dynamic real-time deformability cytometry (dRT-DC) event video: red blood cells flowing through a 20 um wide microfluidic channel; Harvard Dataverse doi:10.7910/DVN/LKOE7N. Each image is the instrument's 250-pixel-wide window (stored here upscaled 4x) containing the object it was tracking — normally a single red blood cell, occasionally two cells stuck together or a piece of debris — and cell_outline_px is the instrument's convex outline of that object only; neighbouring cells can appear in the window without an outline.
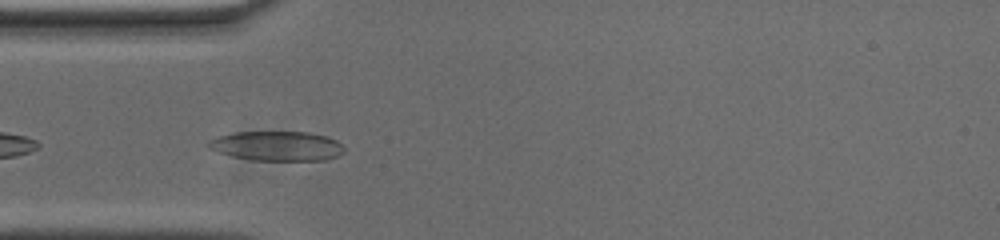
{"species": "common noctule bat (a hibernating species)", "species_latin": "Nyctalus noctula", "temperature_condition": "cold", "stored_images_in_passage": 6, "camera_frame_rate_fps": 3000, "um_per_image_px": 0.085, "animal": {"sex": "male", "body_mass_g": 20.0, "forearm_length_mm": 53.3}, "frame": {"image": 1, "passage_image": 2, "time_ms": 0.333, "image_size_px": [1000, 240], "cell_outline_px": [[344, 152], [336, 156], [324, 160], [256, 160], [232, 156], [216, 152], [208, 148], [204, 144], [208, 140], [216, 136], [232, 132], [308, 132], [328, 136], [336, 140], [344, 148]], "centroid_in_image_um": [23.47, 12.4], "position_along_channel_um": 61.5, "area_um2": 23.58}}
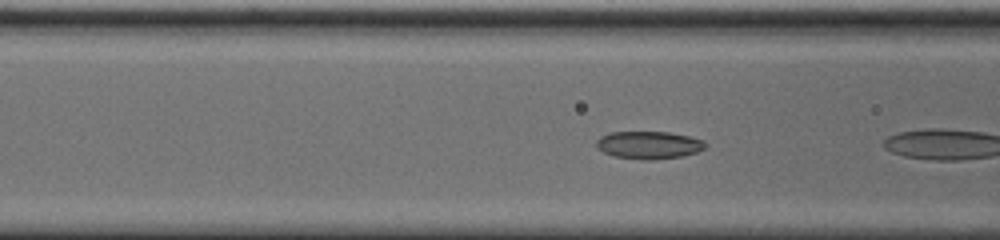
{"frame": {"image": 2, "passage_image": 4, "time_ms": 1.0, "image_size_px": [1000, 240], "cell_outline_px": [[708, 144], [704, 148], [696, 152], [684, 156], [652, 160], [640, 160], [612, 156], [596, 148], [596, 140], [600, 136], [608, 132], [668, 132], [688, 136], [704, 140]], "centroid_in_image_um": [55.12, 12.33], "position_along_channel_um": 111.5, "area_um2": 17.8}}